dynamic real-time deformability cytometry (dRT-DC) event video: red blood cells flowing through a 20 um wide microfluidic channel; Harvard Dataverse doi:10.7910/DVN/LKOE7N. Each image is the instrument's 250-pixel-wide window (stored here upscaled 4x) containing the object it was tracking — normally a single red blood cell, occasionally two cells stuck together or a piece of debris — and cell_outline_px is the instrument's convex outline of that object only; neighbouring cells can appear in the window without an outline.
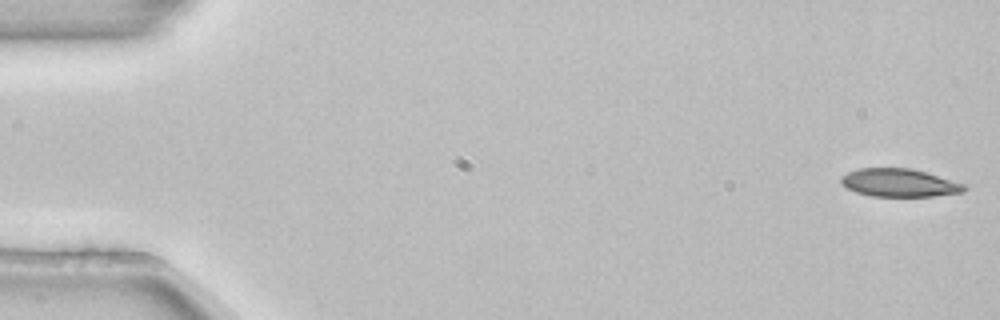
{"species": "common noctule bat (a hibernating species)", "species_latin": "Nyctalus noctula", "temperature_condition": "room temperature", "stored_images_in_passage": 5, "camera_frame_rate_fps": 3000, "um_per_image_px": 0.085, "animal": {"sex": "female", "body_mass_g": 22.7, "forearm_length_mm": 54.2}, "frame": {"image": 1, "passage_image": 1, "time_ms": 0.0, "image_size_px": [1000, 320], "cell_outline_px": [[968, 188], [964, 192], [932, 196], [868, 196], [856, 192], [840, 184], [840, 176], [848, 172], [860, 168], [908, 168], [924, 172], [964, 184]], "centroid_in_image_um": [76.39, 15.54], "position_along_channel_um": 8.6, "area_um2": 20.0}}
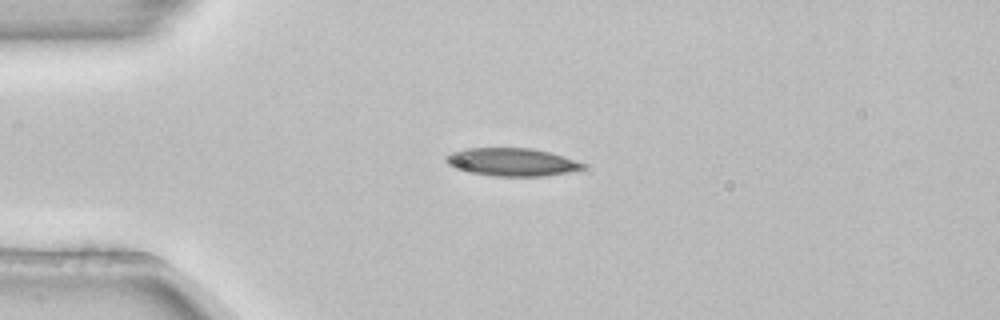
{"frame": {"image": 2, "passage_image": 3, "time_ms": 0.667, "image_size_px": [1000, 320], "cell_outline_px": [[584, 168], [568, 172], [544, 176], [496, 176], [472, 172], [452, 168], [444, 160], [444, 156], [452, 152], [464, 148], [532, 148], [564, 156], [584, 164]], "centroid_in_image_um": [43.44, 13.77], "position_along_channel_um": 41.6, "area_um2": 22.2}}